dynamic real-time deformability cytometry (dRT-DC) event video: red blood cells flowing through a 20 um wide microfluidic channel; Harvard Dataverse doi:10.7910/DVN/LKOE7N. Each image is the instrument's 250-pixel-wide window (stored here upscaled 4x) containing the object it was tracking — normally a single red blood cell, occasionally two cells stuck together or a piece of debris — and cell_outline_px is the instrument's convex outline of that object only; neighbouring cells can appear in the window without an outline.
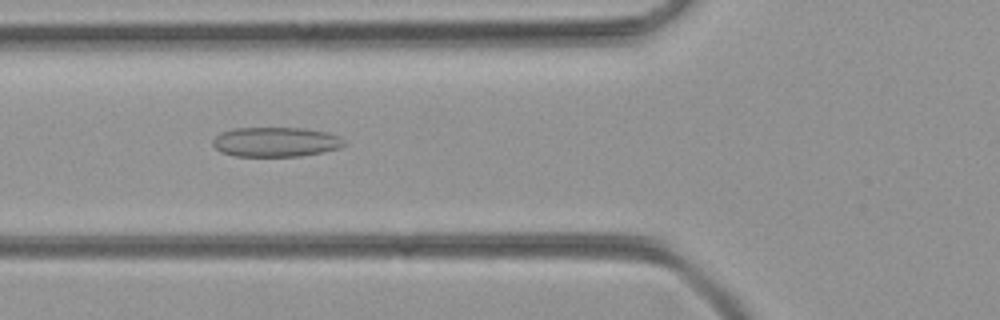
{"species": "common noctule bat (a hibernating species)", "species_latin": "Nyctalus noctula", "temperature_condition": "room temperature", "stored_images_in_passage": 35, "camera_frame_rate_fps": 3000, "um_per_image_px": 0.085, "animal": {"sex": "female", "body_mass_g": 21.9}, "frame": {"image": 1, "passage_image": 7, "time_ms": 2.0, "image_size_px": [1000, 320], "cell_outline_px": [[348, 144], [340, 148], [300, 156], [236, 156], [220, 152], [212, 144], [212, 140], [220, 132], [232, 128], [304, 128], [324, 132], [340, 136]], "centroid_in_image_um": [23.42, 12.06], "position_along_channel_um": 102.4, "area_um2": 22.77}}
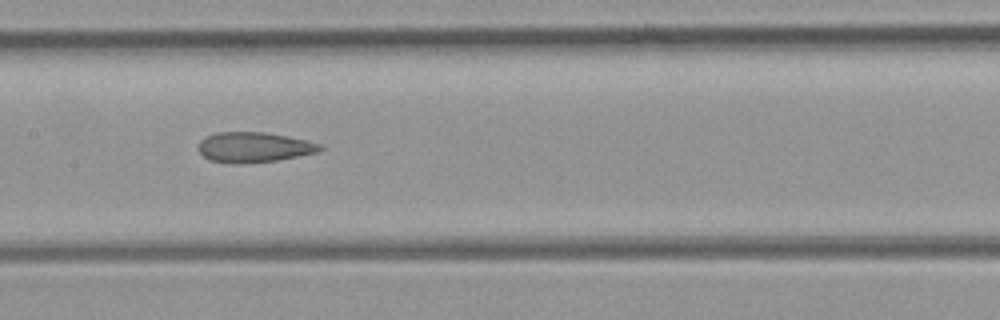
{"frame": {"image": 2, "passage_image": 13, "time_ms": 4.0, "image_size_px": [1000, 320], "cell_outline_px": [[324, 148], [316, 152], [276, 160], [236, 164], [232, 164], [208, 160], [200, 152], [200, 140], [204, 136], [216, 132], [264, 132], [304, 140], [320, 144]], "centroid_in_image_um": [21.52, 12.51], "position_along_channel_um": 185.9, "area_um2": 21.1}}
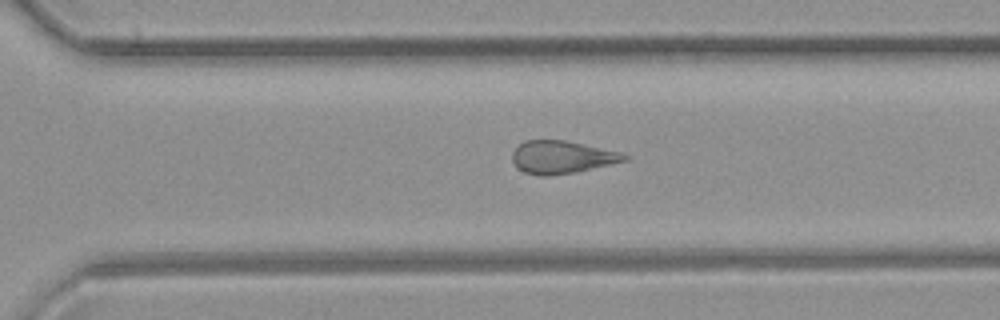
{"frame": {"image": 3, "passage_image": 23, "time_ms": 7.333, "image_size_px": [1000, 320], "cell_outline_px": [[628, 160], [576, 172], [548, 176], [540, 176], [524, 172], [512, 160], [512, 152], [524, 140], [564, 140], [620, 152], [628, 156]], "centroid_in_image_um": [47.75, 13.36], "position_along_channel_um": 322.9, "area_um2": 21.15}}